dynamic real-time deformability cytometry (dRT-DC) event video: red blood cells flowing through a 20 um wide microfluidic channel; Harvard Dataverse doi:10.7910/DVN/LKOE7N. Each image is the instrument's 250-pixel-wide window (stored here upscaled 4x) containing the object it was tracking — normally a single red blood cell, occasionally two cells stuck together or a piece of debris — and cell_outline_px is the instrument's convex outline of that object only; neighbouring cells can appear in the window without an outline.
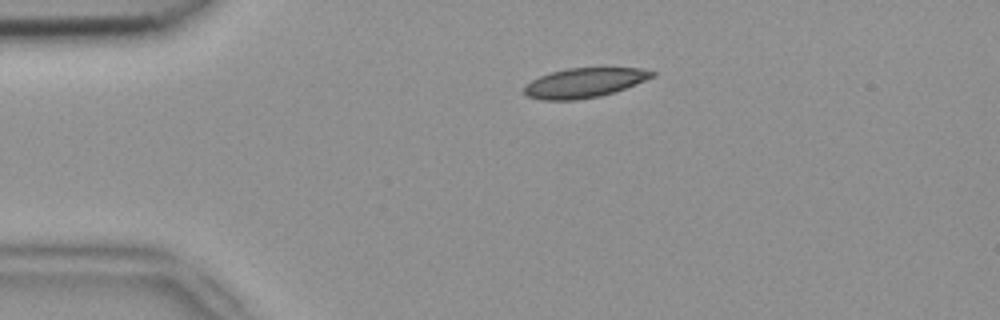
{"species": "common noctule bat (a hibernating species)", "species_latin": "Nyctalus noctula", "temperature_condition": "room temperature", "stored_images_in_passage": 42, "camera_frame_rate_fps": 3000, "um_per_image_px": 0.085, "animal": {"sex": "female", "body_mass_g": 18.4}, "frame": {"image": 1, "passage_image": 1, "time_ms": 0.0, "image_size_px": [1000, 320], "cell_outline_px": [[656, 76], [636, 84], [600, 96], [576, 100], [544, 100], [528, 96], [524, 92], [524, 84], [540, 76], [552, 72], [568, 68], [640, 68], [656, 72]], "centroid_in_image_um": [49.67, 7.03], "position_along_channel_um": 35.3, "area_um2": 21.91}}
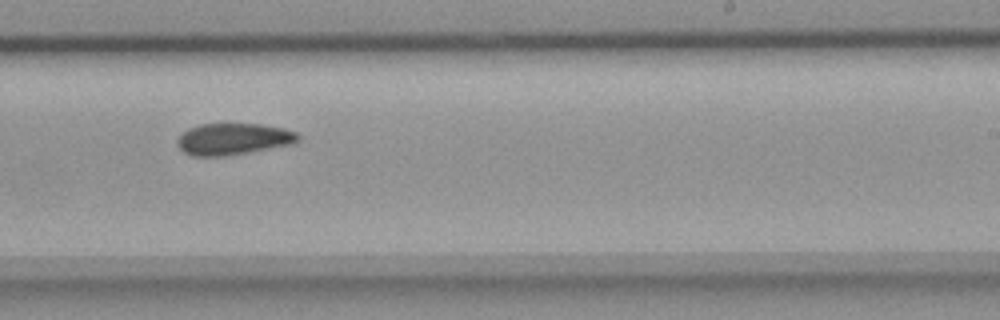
{"frame": {"image": 2, "passage_image": 22, "time_ms": 7.0, "image_size_px": [1000, 320], "cell_outline_px": [[300, 140], [288, 144], [224, 156], [192, 156], [184, 152], [176, 144], [176, 140], [188, 128], [200, 124], [264, 124], [284, 128], [296, 132], [300, 136]], "centroid_in_image_um": [19.79, 11.8], "position_along_channel_um": 269.2, "area_um2": 21.96}}
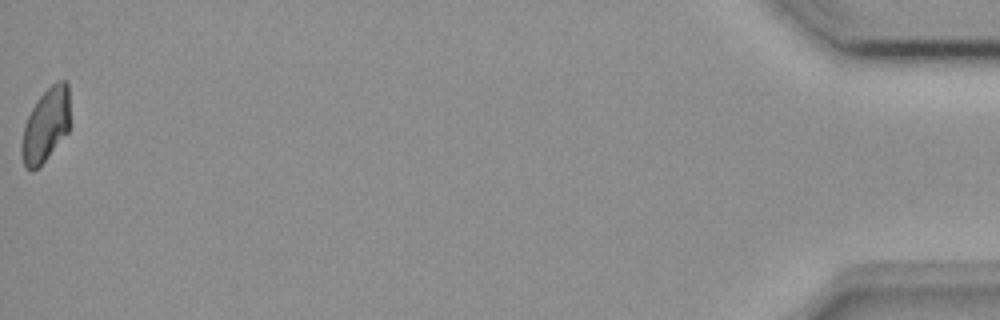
{"frame": {"image": 3, "passage_image": 42, "time_ms": 13.667, "image_size_px": [1000, 320], "cell_outline_px": [[68, 132], [44, 160], [32, 172], [24, 168], [20, 152], [20, 144], [24, 124], [36, 100], [56, 80], [68, 80]], "centroid_in_image_um": [3.84, 10.64], "position_along_channel_um": 431.4, "area_um2": 20.63}, "authors_computed_cell_mechanics": {"area_um2": 22.253, "velocity_mm_per_s": 3.9016, "shape_relaxation_time_tau1_ms": null, "shape_relaxation_time_tau2_ms": 8.5055, "deformation_change_tau1": null, "deformation_change_tau2": 0.1439}}